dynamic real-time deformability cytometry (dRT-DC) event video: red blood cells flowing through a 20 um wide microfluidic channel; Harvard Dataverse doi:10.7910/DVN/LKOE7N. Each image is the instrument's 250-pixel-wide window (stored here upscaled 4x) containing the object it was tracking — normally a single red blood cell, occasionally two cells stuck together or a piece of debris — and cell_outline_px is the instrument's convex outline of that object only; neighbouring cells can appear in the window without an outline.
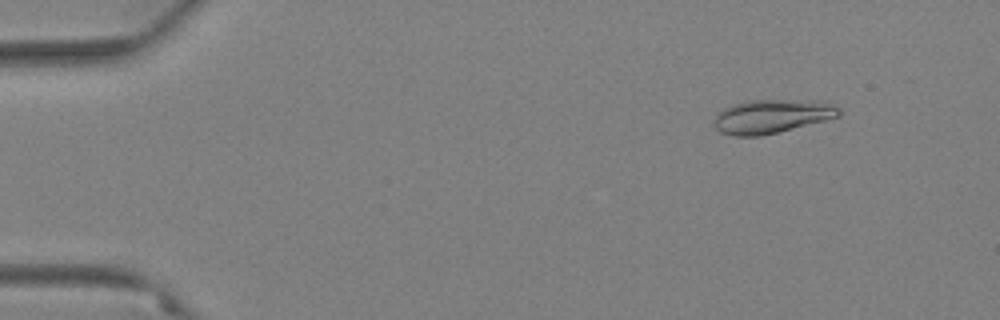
{"species": "Egyptian fruit bat (a non-hibernating species)", "species_latin": "Rousettus aegyptiacus", "temperature_condition": "warm", "stored_images_in_passage": 60, "camera_frame_rate_fps": 3000, "um_per_image_px": 0.085, "animal": {"sex": "female"}, "frame": {"image": 1, "passage_image": 7, "time_ms": 2.0, "image_size_px": [1000, 320], "cell_outline_px": [[840, 116], [760, 136], [736, 136], [720, 132], [712, 124], [712, 120], [724, 108], [748, 100], [828, 100], [836, 104], [840, 108]], "centroid_in_image_um": [65.64, 9.87], "position_along_channel_um": 19.4, "area_um2": 24.62}}
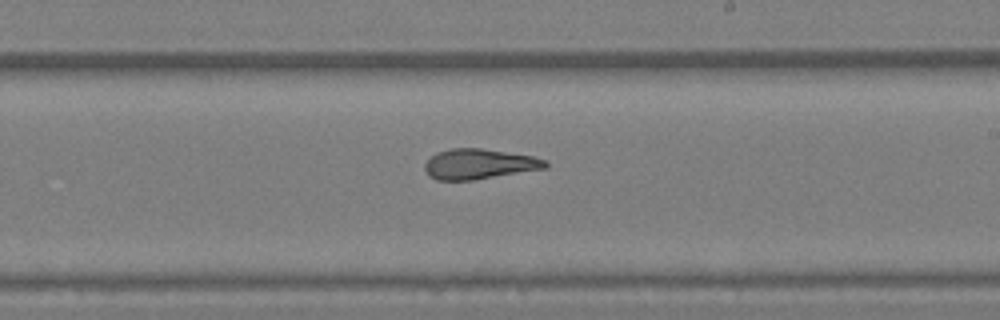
{"frame": {"image": 2, "passage_image": 36, "time_ms": 11.667, "image_size_px": [1000, 320], "cell_outline_px": [[548, 168], [472, 180], [436, 180], [428, 176], [424, 168], [424, 164], [436, 152], [452, 148], [480, 148], [532, 156], [548, 160]], "centroid_in_image_um": [40.72, 13.94], "position_along_channel_um": 248.3, "area_um2": 21.27}}
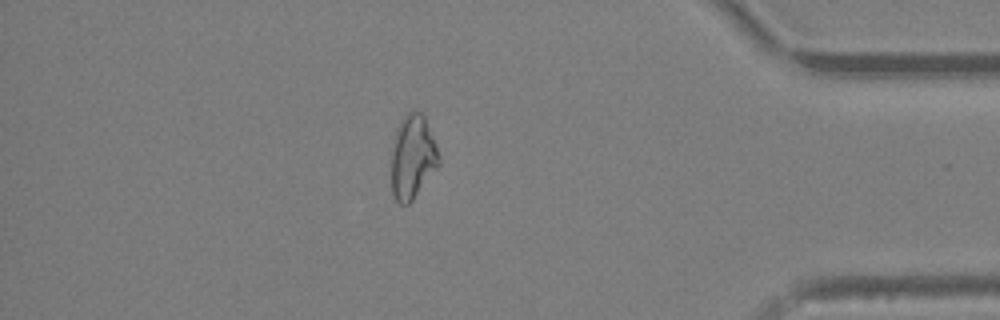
{"frame": {"image": 3, "passage_image": 52, "time_ms": 17.0, "image_size_px": [1000, 320], "cell_outline_px": [[440, 164], [412, 200], [408, 204], [400, 204], [396, 200], [392, 192], [392, 152], [396, 128], [400, 120], [412, 108], [416, 108], [424, 116], [436, 144], [440, 156]], "centroid_in_image_um": [35.08, 13.3], "position_along_channel_um": 400.1, "area_um2": 23.24}, "authors_computed_cell_mechanics": {"area_um2": 22.9755, "velocity_mm_per_s": 3.4705, "shape_relaxation_time_tau1_ms": null, "shape_relaxation_time_tau2_ms": 3.0724, "deformation_change_tau1": null, "deformation_change_tau2": 0.1117}}